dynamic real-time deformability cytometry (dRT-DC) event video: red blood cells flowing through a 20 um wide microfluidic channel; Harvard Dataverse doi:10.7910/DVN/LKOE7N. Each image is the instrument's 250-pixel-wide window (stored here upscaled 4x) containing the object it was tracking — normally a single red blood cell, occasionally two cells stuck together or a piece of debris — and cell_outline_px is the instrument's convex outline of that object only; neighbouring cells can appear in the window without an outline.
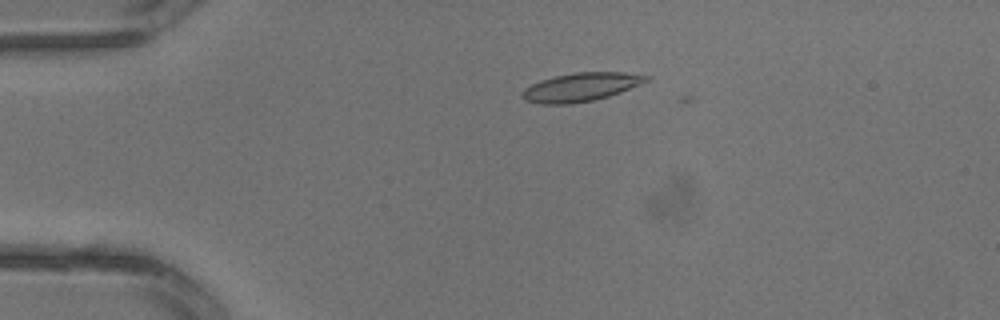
{"species": "common noctule bat (a hibernating species)", "species_latin": "Nyctalus noctula", "temperature_condition": "warm", "stored_images_in_passage": 1, "camera_frame_rate_fps": 3000, "um_per_image_px": 0.085, "animal": {"sex": "male", "body_mass_g": 13.3}, "frame": {"image": 1, "passage_image": 1, "time_ms": 0.0, "image_size_px": [1000, 320], "cell_outline_px": [[652, 76], [648, 80], [640, 84], [620, 92], [608, 96], [592, 100], [568, 104], [540, 104], [524, 100], [520, 96], [524, 88], [540, 80], [556, 76], [576, 72], [624, 72]], "centroid_in_image_um": [49.35, 7.4], "position_along_channel_um": 35.7, "area_um2": 20.52}}